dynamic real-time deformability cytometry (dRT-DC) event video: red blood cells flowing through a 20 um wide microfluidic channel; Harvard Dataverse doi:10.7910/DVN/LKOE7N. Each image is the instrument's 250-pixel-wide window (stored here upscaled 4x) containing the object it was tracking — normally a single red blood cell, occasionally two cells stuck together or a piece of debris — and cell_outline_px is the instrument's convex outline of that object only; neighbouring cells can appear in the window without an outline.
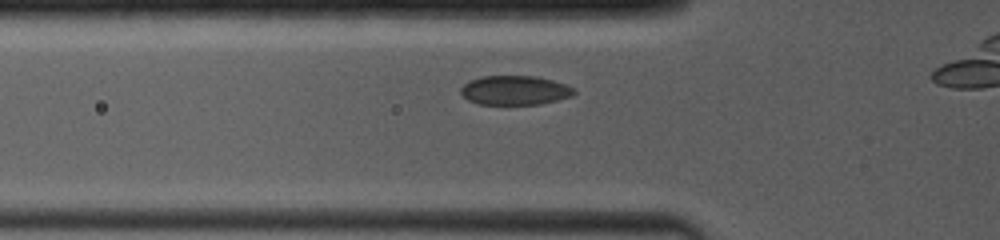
{"species": "common noctule bat (a hibernating species)", "species_latin": "Nyctalus noctula", "temperature_condition": "room temperature", "stored_images_in_passage": 18, "camera_frame_rate_fps": 4000, "um_per_image_px": 0.085, "animal": {"sex": "female", "body_mass_g": 19.0, "forearm_length_mm": 53.3}, "frame": {"image": 1, "passage_image": 7, "time_ms": 2.0, "image_size_px": [1000, 240], "cell_outline_px": [[576, 92], [572, 96], [540, 104], [476, 104], [468, 100], [460, 92], [460, 88], [464, 84], [480, 76], [536, 76], [552, 80], [576, 88]], "centroid_in_image_um": [43.77, 7.67], "position_along_channel_um": 82.0, "area_um2": 19.31}}
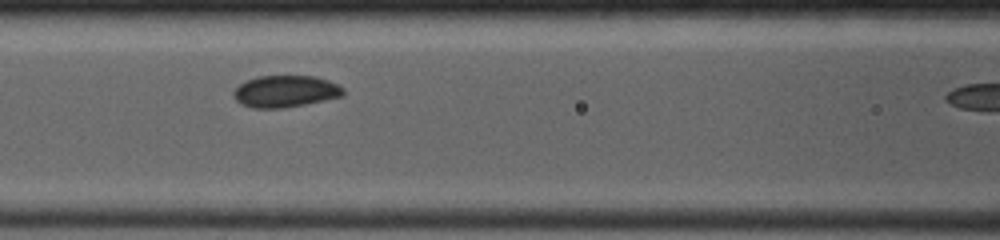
{"frame": {"image": 2, "passage_image": 11, "time_ms": 3.5, "image_size_px": [1000, 240], "cell_outline_px": [[344, 96], [284, 108], [252, 108], [240, 104], [232, 96], [232, 92], [240, 84], [256, 76], [316, 76], [328, 80], [344, 88]], "centroid_in_image_um": [24.24, 7.77], "position_along_channel_um": 142.4, "area_um2": 20.4}}
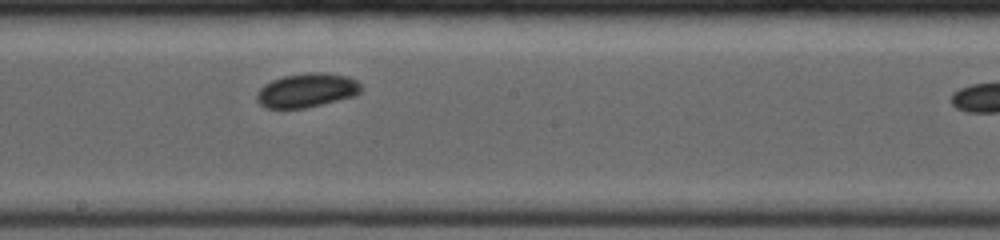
{"frame": {"image": 3, "passage_image": 17, "time_ms": 5.5, "image_size_px": [1000, 240], "cell_outline_px": [[360, 92], [356, 96], [304, 108], [264, 108], [256, 100], [256, 92], [264, 84], [272, 80], [284, 76], [312, 72], [316, 72], [348, 76], [356, 80], [360, 84]], "centroid_in_image_um": [26.05, 7.68], "position_along_channel_um": 222.2, "area_um2": 20.63}}